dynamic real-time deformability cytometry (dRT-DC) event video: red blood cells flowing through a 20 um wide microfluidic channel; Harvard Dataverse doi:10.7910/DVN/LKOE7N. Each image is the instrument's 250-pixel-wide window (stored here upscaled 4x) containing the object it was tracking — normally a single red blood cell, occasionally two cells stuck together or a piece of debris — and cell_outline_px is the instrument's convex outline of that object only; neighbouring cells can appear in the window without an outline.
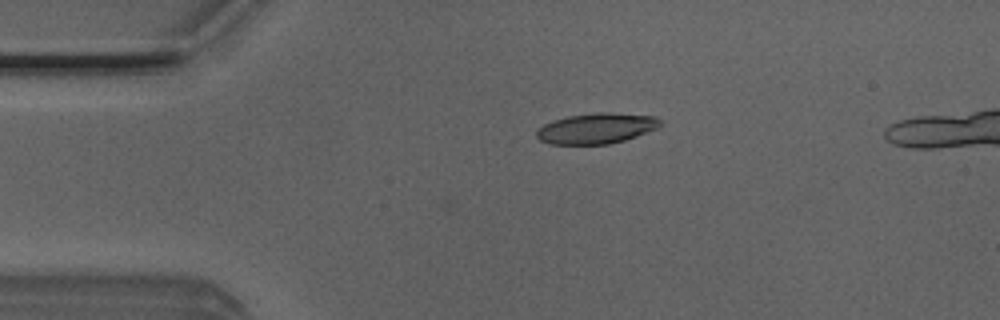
{"species": "Egyptian fruit bat (a non-hibernating species)", "species_latin": "Rousettus aegyptiacus", "temperature_condition": "room temperature", "stored_images_in_passage": 4, "camera_frame_rate_fps": 3000, "um_per_image_px": 0.085, "animal": {"sex": "male"}, "frame": {"image": 1, "passage_image": 4, "time_ms": 1.0, "image_size_px": [1000, 320], "cell_outline_px": [[664, 124], [660, 128], [624, 140], [608, 144], [548, 144], [540, 140], [536, 136], [536, 128], [544, 124], [568, 116], [596, 112], [608, 112], [656, 116]], "centroid_in_image_um": [50.72, 10.91], "position_along_channel_um": 34.3, "area_um2": 22.2}}